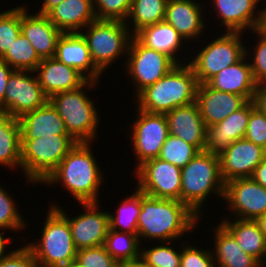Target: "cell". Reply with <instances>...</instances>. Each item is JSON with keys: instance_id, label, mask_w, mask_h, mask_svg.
I'll return each instance as SVG.
<instances>
[{"instance_id": "cell-1", "label": "cell", "mask_w": 266, "mask_h": 267, "mask_svg": "<svg viewBox=\"0 0 266 267\" xmlns=\"http://www.w3.org/2000/svg\"><path fill=\"white\" fill-rule=\"evenodd\" d=\"M201 220L203 218L179 200L154 198L141 191V212L137 223L140 243L144 240L149 243L186 240L188 234L200 227Z\"/></svg>"}, {"instance_id": "cell-2", "label": "cell", "mask_w": 266, "mask_h": 267, "mask_svg": "<svg viewBox=\"0 0 266 267\" xmlns=\"http://www.w3.org/2000/svg\"><path fill=\"white\" fill-rule=\"evenodd\" d=\"M92 145V142H78L42 185H61L77 203L100 202L105 174Z\"/></svg>"}, {"instance_id": "cell-3", "label": "cell", "mask_w": 266, "mask_h": 267, "mask_svg": "<svg viewBox=\"0 0 266 267\" xmlns=\"http://www.w3.org/2000/svg\"><path fill=\"white\" fill-rule=\"evenodd\" d=\"M181 181L180 201L199 218L204 217L203 210L207 199H216L215 196L222 201L224 199L225 183L220 174L218 154L200 151L181 168Z\"/></svg>"}, {"instance_id": "cell-4", "label": "cell", "mask_w": 266, "mask_h": 267, "mask_svg": "<svg viewBox=\"0 0 266 267\" xmlns=\"http://www.w3.org/2000/svg\"><path fill=\"white\" fill-rule=\"evenodd\" d=\"M198 81L188 63L177 64L168 74L148 86L134 99L139 109L166 114L196 101Z\"/></svg>"}, {"instance_id": "cell-5", "label": "cell", "mask_w": 266, "mask_h": 267, "mask_svg": "<svg viewBox=\"0 0 266 267\" xmlns=\"http://www.w3.org/2000/svg\"><path fill=\"white\" fill-rule=\"evenodd\" d=\"M98 83L100 82L88 80L78 89L60 92L49 98V102L63 119L68 134L77 143L97 141L101 117L95 99L91 100L92 96H88V93L97 88Z\"/></svg>"}, {"instance_id": "cell-6", "label": "cell", "mask_w": 266, "mask_h": 267, "mask_svg": "<svg viewBox=\"0 0 266 267\" xmlns=\"http://www.w3.org/2000/svg\"><path fill=\"white\" fill-rule=\"evenodd\" d=\"M41 236L25 245L32 251L38 267H56L76 260L75 248L68 220L55 208L48 207Z\"/></svg>"}, {"instance_id": "cell-7", "label": "cell", "mask_w": 266, "mask_h": 267, "mask_svg": "<svg viewBox=\"0 0 266 267\" xmlns=\"http://www.w3.org/2000/svg\"><path fill=\"white\" fill-rule=\"evenodd\" d=\"M77 144L70 135L21 140V172L28 184H42Z\"/></svg>"}, {"instance_id": "cell-8", "label": "cell", "mask_w": 266, "mask_h": 267, "mask_svg": "<svg viewBox=\"0 0 266 267\" xmlns=\"http://www.w3.org/2000/svg\"><path fill=\"white\" fill-rule=\"evenodd\" d=\"M80 34L87 43L93 64L104 76L112 63L127 55L133 36L124 21L98 19L91 22Z\"/></svg>"}, {"instance_id": "cell-9", "label": "cell", "mask_w": 266, "mask_h": 267, "mask_svg": "<svg viewBox=\"0 0 266 267\" xmlns=\"http://www.w3.org/2000/svg\"><path fill=\"white\" fill-rule=\"evenodd\" d=\"M244 33L223 32L210 39L194 54H189L188 64L194 70L199 84L206 83L226 67L234 65L245 56ZM203 48V49H202ZM197 53V54H196ZM196 54V55H195ZM193 56V57H192Z\"/></svg>"}, {"instance_id": "cell-10", "label": "cell", "mask_w": 266, "mask_h": 267, "mask_svg": "<svg viewBox=\"0 0 266 267\" xmlns=\"http://www.w3.org/2000/svg\"><path fill=\"white\" fill-rule=\"evenodd\" d=\"M123 59L125 76H129L131 84H134L135 98L177 65L170 56L146 47L135 36H132L127 55Z\"/></svg>"}, {"instance_id": "cell-11", "label": "cell", "mask_w": 266, "mask_h": 267, "mask_svg": "<svg viewBox=\"0 0 266 267\" xmlns=\"http://www.w3.org/2000/svg\"><path fill=\"white\" fill-rule=\"evenodd\" d=\"M135 119L130 124V146L137 161L134 171L144 162L159 156L161 147L169 135L165 114L149 113L136 106ZM132 137V138H131ZM132 139V140H131Z\"/></svg>"}, {"instance_id": "cell-12", "label": "cell", "mask_w": 266, "mask_h": 267, "mask_svg": "<svg viewBox=\"0 0 266 267\" xmlns=\"http://www.w3.org/2000/svg\"><path fill=\"white\" fill-rule=\"evenodd\" d=\"M58 203H51L50 207H55L68 220L77 250L104 245L110 229V210H101L100 202L79 203L84 211L71 217Z\"/></svg>"}, {"instance_id": "cell-13", "label": "cell", "mask_w": 266, "mask_h": 267, "mask_svg": "<svg viewBox=\"0 0 266 267\" xmlns=\"http://www.w3.org/2000/svg\"><path fill=\"white\" fill-rule=\"evenodd\" d=\"M137 188L145 195L180 201L181 168L159 158L141 164L133 173Z\"/></svg>"}, {"instance_id": "cell-14", "label": "cell", "mask_w": 266, "mask_h": 267, "mask_svg": "<svg viewBox=\"0 0 266 267\" xmlns=\"http://www.w3.org/2000/svg\"><path fill=\"white\" fill-rule=\"evenodd\" d=\"M48 101L35 71L14 70L9 76L3 101L4 113L19 118Z\"/></svg>"}, {"instance_id": "cell-15", "label": "cell", "mask_w": 266, "mask_h": 267, "mask_svg": "<svg viewBox=\"0 0 266 267\" xmlns=\"http://www.w3.org/2000/svg\"><path fill=\"white\" fill-rule=\"evenodd\" d=\"M223 201L231 213L227 218L255 220L266 213V188L252 177L233 179L225 183Z\"/></svg>"}, {"instance_id": "cell-16", "label": "cell", "mask_w": 266, "mask_h": 267, "mask_svg": "<svg viewBox=\"0 0 266 267\" xmlns=\"http://www.w3.org/2000/svg\"><path fill=\"white\" fill-rule=\"evenodd\" d=\"M219 26L224 27V32H240L246 30L251 33L253 30L260 29L263 21V9L259 3L262 0H210ZM259 6V9H257ZM221 20V21H218Z\"/></svg>"}, {"instance_id": "cell-17", "label": "cell", "mask_w": 266, "mask_h": 267, "mask_svg": "<svg viewBox=\"0 0 266 267\" xmlns=\"http://www.w3.org/2000/svg\"><path fill=\"white\" fill-rule=\"evenodd\" d=\"M265 155L264 148L246 138L234 141L219 154L222 180L227 183L233 179L251 177Z\"/></svg>"}, {"instance_id": "cell-18", "label": "cell", "mask_w": 266, "mask_h": 267, "mask_svg": "<svg viewBox=\"0 0 266 267\" xmlns=\"http://www.w3.org/2000/svg\"><path fill=\"white\" fill-rule=\"evenodd\" d=\"M197 1L168 0L166 6L165 21L190 45L193 44L191 43L193 40L199 42V38L202 39L201 36L206 35L204 30L209 24L206 23L208 20L205 19L204 15L208 13L205 11V4Z\"/></svg>"}, {"instance_id": "cell-19", "label": "cell", "mask_w": 266, "mask_h": 267, "mask_svg": "<svg viewBox=\"0 0 266 267\" xmlns=\"http://www.w3.org/2000/svg\"><path fill=\"white\" fill-rule=\"evenodd\" d=\"M28 9L24 3L21 5V33L31 42L41 59L54 58L58 39L63 33L47 15L31 13Z\"/></svg>"}, {"instance_id": "cell-20", "label": "cell", "mask_w": 266, "mask_h": 267, "mask_svg": "<svg viewBox=\"0 0 266 267\" xmlns=\"http://www.w3.org/2000/svg\"><path fill=\"white\" fill-rule=\"evenodd\" d=\"M247 102L242 95L216 90L207 83L198 84L196 103L206 127L221 122Z\"/></svg>"}, {"instance_id": "cell-21", "label": "cell", "mask_w": 266, "mask_h": 267, "mask_svg": "<svg viewBox=\"0 0 266 267\" xmlns=\"http://www.w3.org/2000/svg\"><path fill=\"white\" fill-rule=\"evenodd\" d=\"M169 134L194 145L199 151L205 150L206 125L195 102L167 112Z\"/></svg>"}, {"instance_id": "cell-22", "label": "cell", "mask_w": 266, "mask_h": 267, "mask_svg": "<svg viewBox=\"0 0 266 267\" xmlns=\"http://www.w3.org/2000/svg\"><path fill=\"white\" fill-rule=\"evenodd\" d=\"M35 73L48 98L60 92L78 89L88 81L77 69L59 62L55 57L42 59Z\"/></svg>"}, {"instance_id": "cell-23", "label": "cell", "mask_w": 266, "mask_h": 267, "mask_svg": "<svg viewBox=\"0 0 266 267\" xmlns=\"http://www.w3.org/2000/svg\"><path fill=\"white\" fill-rule=\"evenodd\" d=\"M250 113L251 101H248L221 122L206 127L205 150L219 155L234 141L245 138Z\"/></svg>"}, {"instance_id": "cell-24", "label": "cell", "mask_w": 266, "mask_h": 267, "mask_svg": "<svg viewBox=\"0 0 266 267\" xmlns=\"http://www.w3.org/2000/svg\"><path fill=\"white\" fill-rule=\"evenodd\" d=\"M55 58L77 69L88 80L100 82L103 77L93 64L87 43L80 33H63L57 42Z\"/></svg>"}, {"instance_id": "cell-25", "label": "cell", "mask_w": 266, "mask_h": 267, "mask_svg": "<svg viewBox=\"0 0 266 267\" xmlns=\"http://www.w3.org/2000/svg\"><path fill=\"white\" fill-rule=\"evenodd\" d=\"M134 36L146 47L170 56L177 64L188 63L189 55H185L188 43L165 20L142 28ZM179 53L184 54L187 60Z\"/></svg>"}, {"instance_id": "cell-26", "label": "cell", "mask_w": 266, "mask_h": 267, "mask_svg": "<svg viewBox=\"0 0 266 267\" xmlns=\"http://www.w3.org/2000/svg\"><path fill=\"white\" fill-rule=\"evenodd\" d=\"M18 120L21 140L69 135L63 119L49 101L40 108L23 114Z\"/></svg>"}, {"instance_id": "cell-27", "label": "cell", "mask_w": 266, "mask_h": 267, "mask_svg": "<svg viewBox=\"0 0 266 267\" xmlns=\"http://www.w3.org/2000/svg\"><path fill=\"white\" fill-rule=\"evenodd\" d=\"M46 15L62 33H80L96 20L93 0H63Z\"/></svg>"}, {"instance_id": "cell-28", "label": "cell", "mask_w": 266, "mask_h": 267, "mask_svg": "<svg viewBox=\"0 0 266 267\" xmlns=\"http://www.w3.org/2000/svg\"><path fill=\"white\" fill-rule=\"evenodd\" d=\"M206 83L216 90L242 95L248 101L253 100L257 88V83L246 56L234 65L228 66L217 73Z\"/></svg>"}, {"instance_id": "cell-29", "label": "cell", "mask_w": 266, "mask_h": 267, "mask_svg": "<svg viewBox=\"0 0 266 267\" xmlns=\"http://www.w3.org/2000/svg\"><path fill=\"white\" fill-rule=\"evenodd\" d=\"M216 224L210 231L214 232L211 233L213 246H209L216 267H264L256 258L242 251L234 236L220 222Z\"/></svg>"}, {"instance_id": "cell-30", "label": "cell", "mask_w": 266, "mask_h": 267, "mask_svg": "<svg viewBox=\"0 0 266 267\" xmlns=\"http://www.w3.org/2000/svg\"><path fill=\"white\" fill-rule=\"evenodd\" d=\"M220 223L234 236L243 252L266 267V238L255 220L223 217Z\"/></svg>"}, {"instance_id": "cell-31", "label": "cell", "mask_w": 266, "mask_h": 267, "mask_svg": "<svg viewBox=\"0 0 266 267\" xmlns=\"http://www.w3.org/2000/svg\"><path fill=\"white\" fill-rule=\"evenodd\" d=\"M21 169V135L18 118L0 111V166Z\"/></svg>"}, {"instance_id": "cell-32", "label": "cell", "mask_w": 266, "mask_h": 267, "mask_svg": "<svg viewBox=\"0 0 266 267\" xmlns=\"http://www.w3.org/2000/svg\"><path fill=\"white\" fill-rule=\"evenodd\" d=\"M167 2L168 0H133L125 21L131 34L134 36L142 28L164 21Z\"/></svg>"}, {"instance_id": "cell-33", "label": "cell", "mask_w": 266, "mask_h": 267, "mask_svg": "<svg viewBox=\"0 0 266 267\" xmlns=\"http://www.w3.org/2000/svg\"><path fill=\"white\" fill-rule=\"evenodd\" d=\"M121 200L115 213L108 212L110 229L137 233L138 216L141 212V191L136 187L133 193Z\"/></svg>"}, {"instance_id": "cell-34", "label": "cell", "mask_w": 266, "mask_h": 267, "mask_svg": "<svg viewBox=\"0 0 266 267\" xmlns=\"http://www.w3.org/2000/svg\"><path fill=\"white\" fill-rule=\"evenodd\" d=\"M104 247L110 256L121 265L127 260L140 257L141 243L138 233H127L109 229Z\"/></svg>"}, {"instance_id": "cell-35", "label": "cell", "mask_w": 266, "mask_h": 267, "mask_svg": "<svg viewBox=\"0 0 266 267\" xmlns=\"http://www.w3.org/2000/svg\"><path fill=\"white\" fill-rule=\"evenodd\" d=\"M14 70L35 71L42 59L31 42L20 33L14 43L1 58Z\"/></svg>"}, {"instance_id": "cell-36", "label": "cell", "mask_w": 266, "mask_h": 267, "mask_svg": "<svg viewBox=\"0 0 266 267\" xmlns=\"http://www.w3.org/2000/svg\"><path fill=\"white\" fill-rule=\"evenodd\" d=\"M177 249L175 240L169 242H158V245L144 247L141 244L140 257L151 267H180L181 240ZM160 243V244H159ZM175 244V245H173ZM152 246V247H151Z\"/></svg>"}, {"instance_id": "cell-37", "label": "cell", "mask_w": 266, "mask_h": 267, "mask_svg": "<svg viewBox=\"0 0 266 267\" xmlns=\"http://www.w3.org/2000/svg\"><path fill=\"white\" fill-rule=\"evenodd\" d=\"M6 187L0 184V230L1 231H12V232H21L26 226H29L28 222L25 221L24 215L21 213L20 206L16 205L15 197L13 198L12 194L8 192ZM23 216V217H22Z\"/></svg>"}, {"instance_id": "cell-38", "label": "cell", "mask_w": 266, "mask_h": 267, "mask_svg": "<svg viewBox=\"0 0 266 267\" xmlns=\"http://www.w3.org/2000/svg\"><path fill=\"white\" fill-rule=\"evenodd\" d=\"M200 151L179 137L168 135L157 158L180 168L185 167Z\"/></svg>"}, {"instance_id": "cell-39", "label": "cell", "mask_w": 266, "mask_h": 267, "mask_svg": "<svg viewBox=\"0 0 266 267\" xmlns=\"http://www.w3.org/2000/svg\"><path fill=\"white\" fill-rule=\"evenodd\" d=\"M21 33V5L0 11V59Z\"/></svg>"}, {"instance_id": "cell-40", "label": "cell", "mask_w": 266, "mask_h": 267, "mask_svg": "<svg viewBox=\"0 0 266 267\" xmlns=\"http://www.w3.org/2000/svg\"><path fill=\"white\" fill-rule=\"evenodd\" d=\"M257 35L255 45L250 50L245 44V56L247 57L257 84L266 82V33L262 29L252 31ZM249 49V50H248ZM252 58V59H251Z\"/></svg>"}, {"instance_id": "cell-41", "label": "cell", "mask_w": 266, "mask_h": 267, "mask_svg": "<svg viewBox=\"0 0 266 267\" xmlns=\"http://www.w3.org/2000/svg\"><path fill=\"white\" fill-rule=\"evenodd\" d=\"M133 0H93L96 19L126 21Z\"/></svg>"}, {"instance_id": "cell-42", "label": "cell", "mask_w": 266, "mask_h": 267, "mask_svg": "<svg viewBox=\"0 0 266 267\" xmlns=\"http://www.w3.org/2000/svg\"><path fill=\"white\" fill-rule=\"evenodd\" d=\"M188 242H181L180 267H216L211 249H204Z\"/></svg>"}, {"instance_id": "cell-43", "label": "cell", "mask_w": 266, "mask_h": 267, "mask_svg": "<svg viewBox=\"0 0 266 267\" xmlns=\"http://www.w3.org/2000/svg\"><path fill=\"white\" fill-rule=\"evenodd\" d=\"M76 260L82 267H121L104 245L77 250Z\"/></svg>"}, {"instance_id": "cell-44", "label": "cell", "mask_w": 266, "mask_h": 267, "mask_svg": "<svg viewBox=\"0 0 266 267\" xmlns=\"http://www.w3.org/2000/svg\"><path fill=\"white\" fill-rule=\"evenodd\" d=\"M245 138L266 150V114L255 107L253 100Z\"/></svg>"}, {"instance_id": "cell-45", "label": "cell", "mask_w": 266, "mask_h": 267, "mask_svg": "<svg viewBox=\"0 0 266 267\" xmlns=\"http://www.w3.org/2000/svg\"><path fill=\"white\" fill-rule=\"evenodd\" d=\"M0 267H38L32 251L25 245L0 257Z\"/></svg>"}, {"instance_id": "cell-46", "label": "cell", "mask_w": 266, "mask_h": 267, "mask_svg": "<svg viewBox=\"0 0 266 267\" xmlns=\"http://www.w3.org/2000/svg\"><path fill=\"white\" fill-rule=\"evenodd\" d=\"M13 71V68H11L4 60L0 59V111L2 112L7 82Z\"/></svg>"}, {"instance_id": "cell-47", "label": "cell", "mask_w": 266, "mask_h": 267, "mask_svg": "<svg viewBox=\"0 0 266 267\" xmlns=\"http://www.w3.org/2000/svg\"><path fill=\"white\" fill-rule=\"evenodd\" d=\"M253 102L256 108L266 114V82L257 84Z\"/></svg>"}, {"instance_id": "cell-48", "label": "cell", "mask_w": 266, "mask_h": 267, "mask_svg": "<svg viewBox=\"0 0 266 267\" xmlns=\"http://www.w3.org/2000/svg\"><path fill=\"white\" fill-rule=\"evenodd\" d=\"M258 184L266 188V155L262 162L255 168L251 176Z\"/></svg>"}, {"instance_id": "cell-49", "label": "cell", "mask_w": 266, "mask_h": 267, "mask_svg": "<svg viewBox=\"0 0 266 267\" xmlns=\"http://www.w3.org/2000/svg\"><path fill=\"white\" fill-rule=\"evenodd\" d=\"M5 234H6V232L0 230V257L5 255L7 253V251H9L8 248L11 246V244L14 243L10 237H5V236H7Z\"/></svg>"}, {"instance_id": "cell-50", "label": "cell", "mask_w": 266, "mask_h": 267, "mask_svg": "<svg viewBox=\"0 0 266 267\" xmlns=\"http://www.w3.org/2000/svg\"><path fill=\"white\" fill-rule=\"evenodd\" d=\"M63 0H43L41 7L38 8V13L47 14L52 8L59 5Z\"/></svg>"}, {"instance_id": "cell-51", "label": "cell", "mask_w": 266, "mask_h": 267, "mask_svg": "<svg viewBox=\"0 0 266 267\" xmlns=\"http://www.w3.org/2000/svg\"><path fill=\"white\" fill-rule=\"evenodd\" d=\"M121 267H151L141 257L125 261Z\"/></svg>"}, {"instance_id": "cell-52", "label": "cell", "mask_w": 266, "mask_h": 267, "mask_svg": "<svg viewBox=\"0 0 266 267\" xmlns=\"http://www.w3.org/2000/svg\"><path fill=\"white\" fill-rule=\"evenodd\" d=\"M255 222L258 224L259 229L263 232L266 238V213L255 219Z\"/></svg>"}, {"instance_id": "cell-53", "label": "cell", "mask_w": 266, "mask_h": 267, "mask_svg": "<svg viewBox=\"0 0 266 267\" xmlns=\"http://www.w3.org/2000/svg\"><path fill=\"white\" fill-rule=\"evenodd\" d=\"M56 267H82V266L77 262V260H74L66 264L58 265Z\"/></svg>"}, {"instance_id": "cell-54", "label": "cell", "mask_w": 266, "mask_h": 267, "mask_svg": "<svg viewBox=\"0 0 266 267\" xmlns=\"http://www.w3.org/2000/svg\"><path fill=\"white\" fill-rule=\"evenodd\" d=\"M266 3V2H265ZM263 8V21H262V25H261V28L263 31H266V6L262 5Z\"/></svg>"}]
</instances>
